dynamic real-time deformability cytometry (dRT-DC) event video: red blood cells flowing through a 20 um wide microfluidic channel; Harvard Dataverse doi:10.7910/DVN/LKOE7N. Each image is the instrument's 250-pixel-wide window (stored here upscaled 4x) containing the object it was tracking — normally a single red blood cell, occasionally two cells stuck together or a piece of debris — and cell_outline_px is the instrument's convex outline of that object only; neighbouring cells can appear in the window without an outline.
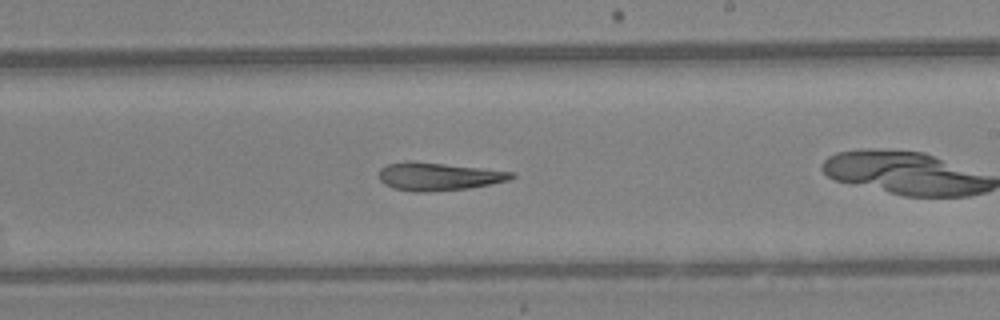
{"species": "Egyptian fruit bat (a non-hibernating species)", "species_latin": "Rousettus aegyptiacus", "temperature_condition": "warm", "stored_images_in_passage": 34, "camera_frame_rate_fps": 3000, "um_per_image_px": 0.085, "animal": {"sex": "female"}, "frame": {"image": 1, "passage_image": 14, "time_ms": 4.333, "image_size_px": [1000, 320], "cell_outline_px": [[516, 176], [508, 180], [468, 188], [428, 192], [412, 192], [392, 188], [384, 184], [380, 180], [380, 168], [388, 164], [444, 164], [516, 172]], "centroid_in_image_um": [37.32, 15.05], "position_along_channel_um": 251.7, "area_um2": 20.69}}
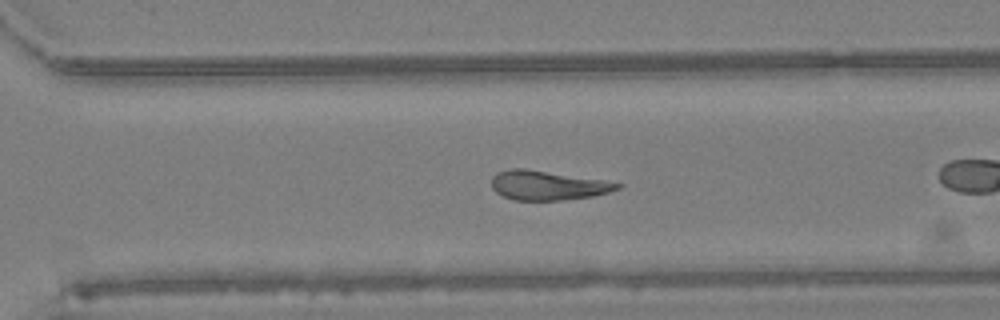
{"frame": {"image": 2, "passage_image": 19, "time_ms": 6.0, "image_size_px": [1000, 320], "cell_outline_px": [[624, 184], [620, 188], [608, 192], [592, 196], [564, 200], [512, 200], [496, 192], [492, 188], [492, 176], [496, 172], [512, 168], [524, 168], [600, 180]], "centroid_in_image_um": [46.5, 15.76], "position_along_channel_um": 324.1, "area_um2": 21.27}}
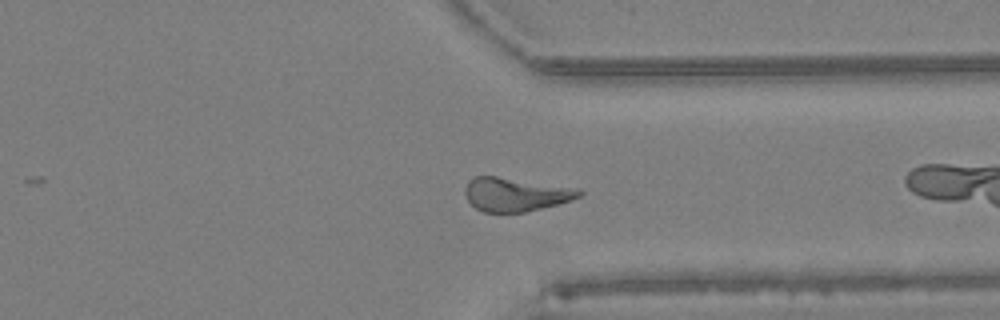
{"frame": {"image": 3, "passage_image": 22, "time_ms": 7.0, "image_size_px": [1000, 320], "cell_outline_px": [[584, 192], [580, 196], [556, 204], [524, 212], [484, 212], [476, 208], [468, 200], [464, 192], [464, 188], [468, 180], [476, 176], [496, 176], [580, 188]], "centroid_in_image_um": [43.8, 16.51], "position_along_channel_um": 367.6, "area_um2": 22.25}, "authors_computed_cell_mechanics": {"area_um2": 22.6576, "velocity_mm_per_s": 4.3317, "shape_relaxation_time_tau1_ms": 1.6213, "shape_relaxation_time_tau2_ms": 0.5888, "deformation_change_tau1": null, "deformation_change_tau2": 0.1114}}